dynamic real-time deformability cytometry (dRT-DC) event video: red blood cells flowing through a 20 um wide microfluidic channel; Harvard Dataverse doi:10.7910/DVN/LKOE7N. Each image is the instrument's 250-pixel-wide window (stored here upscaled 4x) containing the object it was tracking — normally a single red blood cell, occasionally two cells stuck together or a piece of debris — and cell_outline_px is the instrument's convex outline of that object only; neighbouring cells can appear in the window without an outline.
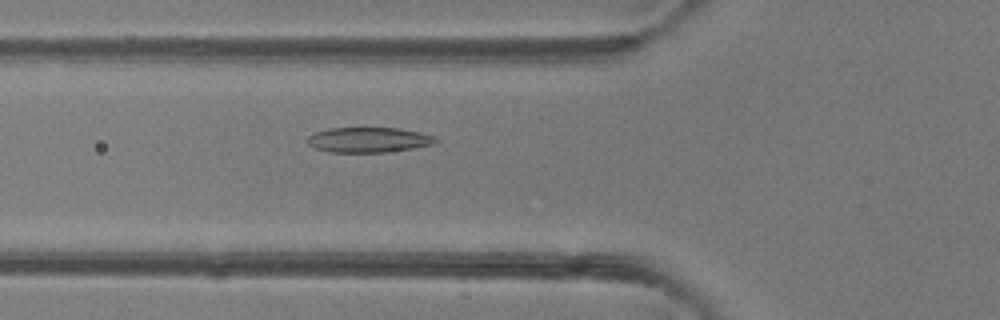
{"species": "common noctule bat (a hibernating species)", "species_latin": "Nyctalus noctula", "temperature_condition": "room temperature", "stored_images_in_passage": 46, "camera_frame_rate_fps": 3000, "um_per_image_px": 0.085, "animal": {"sex": "female"}, "frame": {"image": 1, "passage_image": 16, "time_ms": 5.0, "image_size_px": [1000, 320], "cell_outline_px": [[440, 140], [432, 144], [412, 148], [384, 152], [328, 152], [316, 148], [308, 144], [308, 136], [312, 132], [328, 128], [400, 128], [420, 132], [436, 136]], "centroid_in_image_um": [31.33, 11.87], "position_along_channel_um": 94.5, "area_um2": 18.84}}
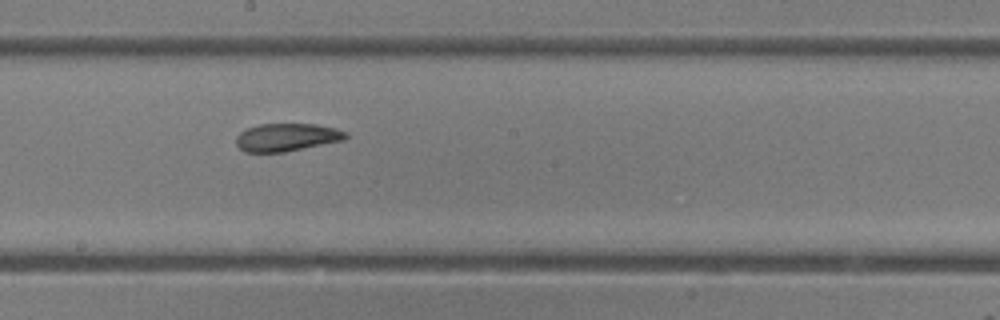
{"frame": {"image": 2, "passage_image": 25, "time_ms": 8.0, "image_size_px": [1000, 320], "cell_outline_px": [[348, 136], [344, 140], [284, 152], [244, 152], [236, 144], [236, 136], [240, 132], [248, 128], [260, 124], [316, 124], [336, 128], [348, 132]], "centroid_in_image_um": [24.39, 11.67], "position_along_channel_um": 223.8, "area_um2": 17.8}}
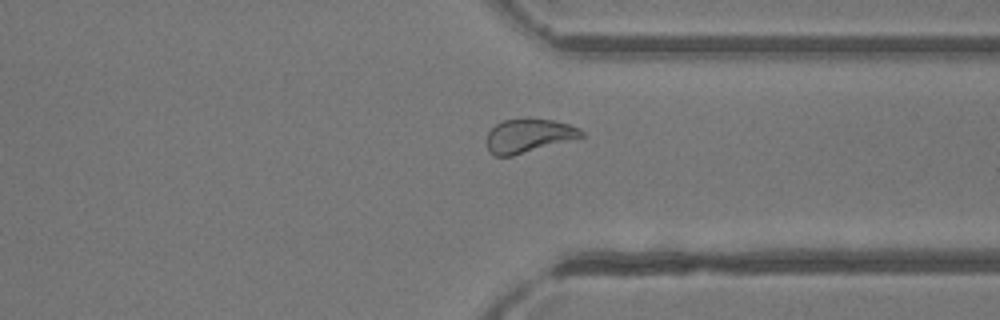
{"frame": {"image": 3, "passage_image": 35, "time_ms": 11.333, "image_size_px": [1000, 320], "cell_outline_px": [[584, 136], [512, 156], [496, 156], [488, 152], [488, 132], [496, 124], [504, 120], [524, 116], [556, 120], [580, 128], [584, 132]], "centroid_in_image_um": [44.93, 11.49], "position_along_channel_um": 366.5, "area_um2": 18.84}, "authors_computed_cell_mechanics": {"area_um2": 19.5653, "velocity_mm_per_s": 4.2968, "shape_relaxation_time_tau1_ms": 3.8653, "shape_relaxation_time_tau2_ms": 1.8409, "deformation_change_tau1": 0.1325, "deformation_change_tau2": 0.0723}}